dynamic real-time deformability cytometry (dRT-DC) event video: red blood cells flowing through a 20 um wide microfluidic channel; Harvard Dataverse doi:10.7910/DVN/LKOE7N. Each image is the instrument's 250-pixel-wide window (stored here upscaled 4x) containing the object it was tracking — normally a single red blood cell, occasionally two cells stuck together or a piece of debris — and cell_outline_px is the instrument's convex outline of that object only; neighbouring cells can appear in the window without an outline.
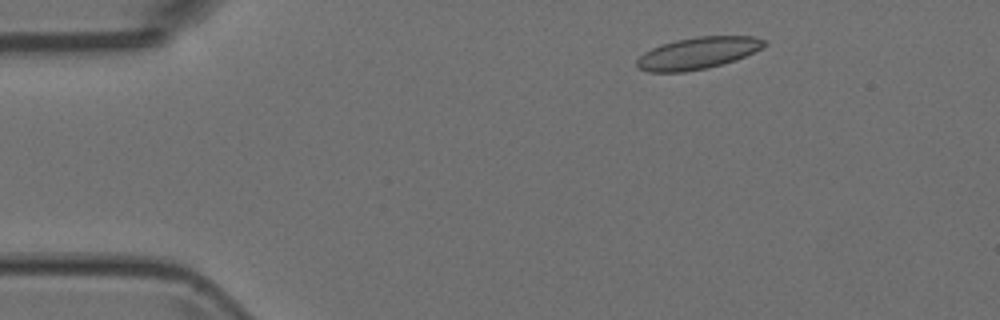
{"species": "Egyptian fruit bat (a non-hibernating species)", "species_latin": "Rousettus aegyptiacus", "temperature_condition": "room temperature", "stored_images_in_passage": 3, "camera_frame_rate_fps": 3000, "um_per_image_px": 0.085, "animal": {"sex": "female"}, "frame": {"image": 1, "passage_image": 1, "time_ms": 0.0, "image_size_px": [1000, 320], "cell_outline_px": [[768, 44], [736, 60], [708, 68], [684, 72], [648, 72], [636, 68], [636, 60], [644, 52], [652, 48], [676, 40], [696, 36], [756, 36], [764, 40]], "centroid_in_image_um": [59.29, 4.52], "position_along_channel_um": 25.7, "area_um2": 23.64}}